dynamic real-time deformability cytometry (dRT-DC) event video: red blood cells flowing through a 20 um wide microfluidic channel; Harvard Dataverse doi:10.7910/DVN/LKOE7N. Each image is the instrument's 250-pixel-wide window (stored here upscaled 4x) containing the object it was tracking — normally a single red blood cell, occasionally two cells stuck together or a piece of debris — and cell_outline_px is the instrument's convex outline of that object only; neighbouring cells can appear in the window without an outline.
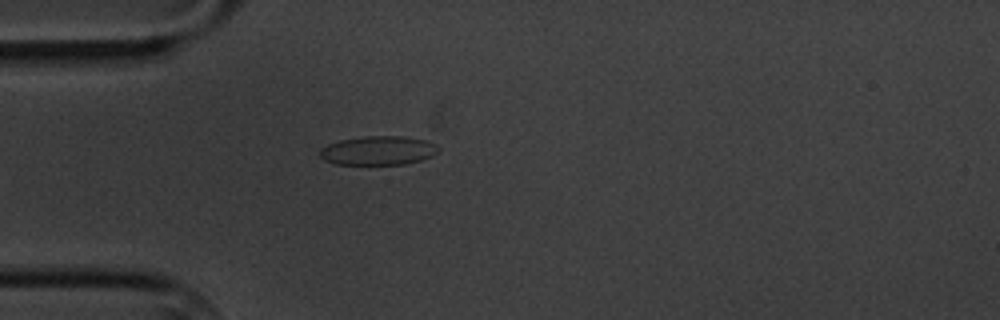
{"species": "common noctule bat (a hibernating species)", "species_latin": "Nyctalus noctula", "temperature_condition": "cold", "stored_images_in_passage": 4, "camera_frame_rate_fps": 3000, "um_per_image_px": 0.085, "animal": {"sex": "male", "body_mass_g": 20.1, "forearm_length_mm": 53.5}, "frame": {"image": 1, "passage_image": 4, "time_ms": 3.667, "image_size_px": [1000, 320], "cell_outline_px": [[440, 148], [432, 156], [420, 160], [404, 164], [336, 164], [324, 160], [320, 156], [320, 148], [328, 144], [340, 140], [364, 136], [400, 136], [424, 140], [436, 144]], "centroid_in_image_um": [32.13, 12.79], "position_along_channel_um": 52.9, "area_um2": 19.88}}